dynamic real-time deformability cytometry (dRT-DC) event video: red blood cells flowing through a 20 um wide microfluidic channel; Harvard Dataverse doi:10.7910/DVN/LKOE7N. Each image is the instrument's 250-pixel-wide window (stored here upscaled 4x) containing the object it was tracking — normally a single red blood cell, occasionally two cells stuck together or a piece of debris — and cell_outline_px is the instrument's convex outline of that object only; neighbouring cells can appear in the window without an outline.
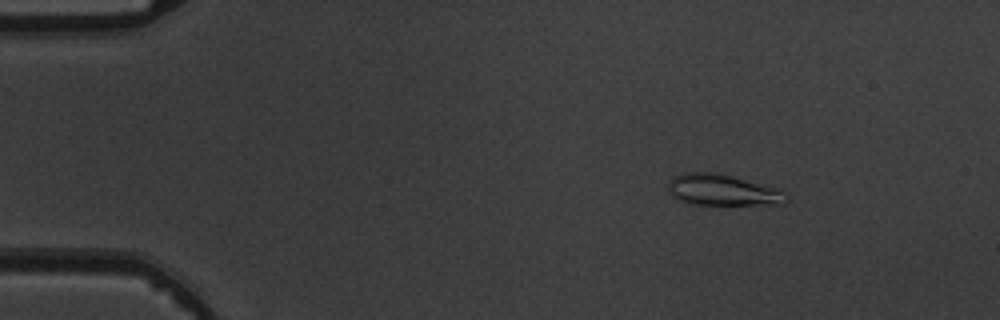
{"species": "common noctule bat (a hibernating species)", "species_latin": "Nyctalus noctula", "temperature_condition": "warm", "stored_images_in_passage": 3, "camera_frame_rate_fps": 3000, "um_per_image_px": 0.085, "animal": {"sex": "male", "body_mass_g": 19.5, "forearm_length_mm": 54.6}, "frame": {"image": 1, "passage_image": 1, "time_ms": 0.0, "image_size_px": [1000, 320], "cell_outline_px": [[788, 200], [784, 204], [692, 204], [680, 200], [668, 188], [668, 184], [680, 172], [716, 172], [780, 188], [788, 196]], "centroid_in_image_um": [61.49, 16.14], "position_along_channel_um": 23.5, "area_um2": 21.27}}